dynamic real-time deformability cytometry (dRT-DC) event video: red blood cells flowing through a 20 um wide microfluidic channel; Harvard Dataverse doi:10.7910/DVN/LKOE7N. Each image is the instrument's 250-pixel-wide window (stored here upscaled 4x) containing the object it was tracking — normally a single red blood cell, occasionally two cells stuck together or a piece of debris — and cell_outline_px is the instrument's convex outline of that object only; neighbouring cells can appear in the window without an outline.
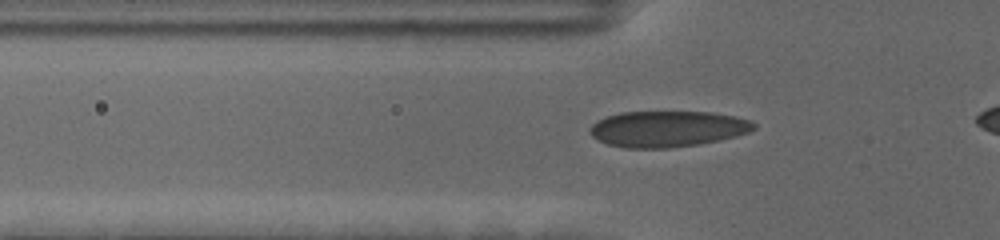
{"species": "human", "species_latin": "Homo sapiens", "temperature_condition": "cold", "stored_images_in_passage": 42, "camera_frame_rate_fps": 3000, "um_per_image_px": 0.085, "donor": {"sex": "female"}, "frame": {"image": 1, "passage_image": 10, "time_ms": 3.0, "image_size_px": [1000, 240], "cell_outline_px": [[756, 128], [748, 132], [736, 136], [720, 140], [700, 144], [668, 148], [628, 148], [608, 144], [592, 136], [588, 132], [588, 128], [596, 120], [620, 112], [712, 112], [736, 116], [748, 120], [756, 124]], "centroid_in_image_um": [56.73, 10.95], "position_along_channel_um": 69.1, "area_um2": 34.51}}
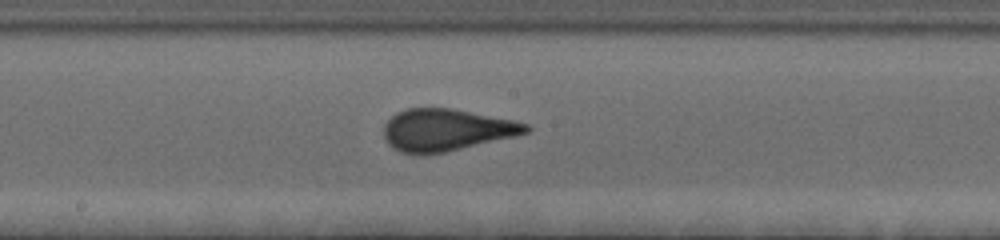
{"frame": {"image": 2, "passage_image": 22, "time_ms": 7.0, "image_size_px": [1000, 240], "cell_outline_px": [[532, 128], [528, 132], [516, 136], [444, 152], [420, 156], [400, 152], [392, 148], [388, 144], [384, 136], [384, 124], [396, 112], [408, 108], [452, 108], [512, 120], [528, 124]], "centroid_in_image_um": [37.9, 11.06], "position_along_channel_um": 210.3, "area_um2": 34.91}}
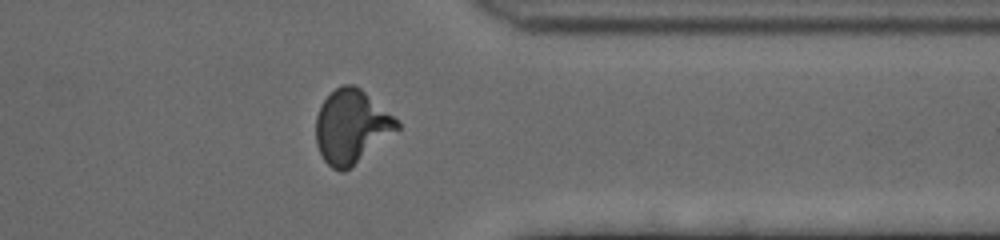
{"frame": {"image": 3, "passage_image": 37, "time_ms": 12.0, "image_size_px": [1000, 240], "cell_outline_px": [[400, 128], [344, 172], [340, 172], [332, 168], [324, 160], [316, 144], [316, 116], [320, 104], [336, 88], [344, 84], [352, 84], [360, 88], [400, 120]], "centroid_in_image_um": [29.87, 10.75], "position_along_channel_um": 381.5, "area_um2": 34.62}}